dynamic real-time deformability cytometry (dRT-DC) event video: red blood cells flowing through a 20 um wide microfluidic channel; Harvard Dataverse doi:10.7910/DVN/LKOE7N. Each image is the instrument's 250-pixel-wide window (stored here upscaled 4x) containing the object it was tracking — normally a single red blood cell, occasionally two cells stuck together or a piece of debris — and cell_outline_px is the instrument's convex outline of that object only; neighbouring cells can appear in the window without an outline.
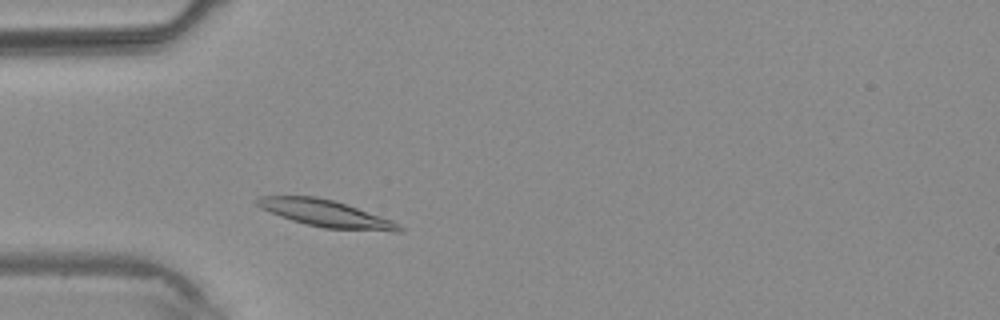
{"species": "common noctule bat (a hibernating species)", "species_latin": "Nyctalus noctula", "temperature_condition": "warm", "stored_images_in_passage": 2, "camera_frame_rate_fps": 3000, "um_per_image_px": 0.085, "animal": {"sex": "male", "body_mass_g": 20.4}, "frame": {"image": 1, "passage_image": 2, "time_ms": 1.0, "image_size_px": [1000, 320], "cell_outline_px": [[404, 228], [400, 232], [392, 232], [324, 228], [292, 220], [280, 216], [260, 208], [256, 204], [256, 200], [260, 196], [316, 196], [332, 200], [392, 220], [400, 224]], "centroid_in_image_um": [27.72, 18.16], "position_along_channel_um": 57.3, "area_um2": 22.02}}